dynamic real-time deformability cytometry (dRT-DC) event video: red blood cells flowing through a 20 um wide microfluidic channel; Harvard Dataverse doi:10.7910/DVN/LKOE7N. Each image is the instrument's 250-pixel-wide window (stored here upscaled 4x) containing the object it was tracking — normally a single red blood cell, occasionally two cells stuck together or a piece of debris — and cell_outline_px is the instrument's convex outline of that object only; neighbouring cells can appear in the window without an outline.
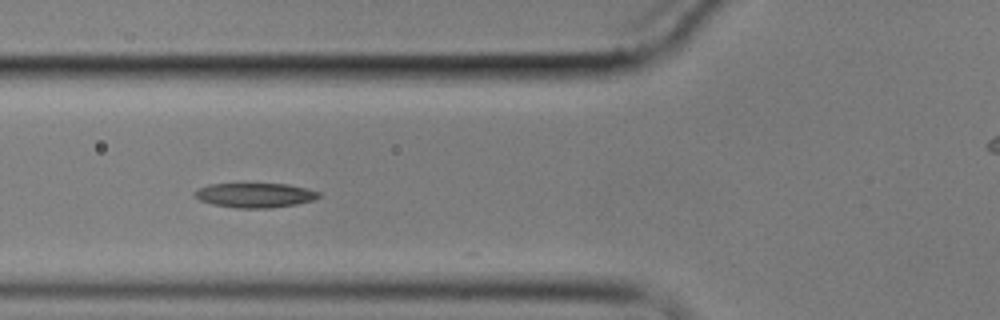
{"species": "common noctule bat (a hibernating species)", "species_latin": "Nyctalus noctula", "temperature_condition": "cold", "stored_images_in_passage": 9, "camera_frame_rate_fps": 3000, "um_per_image_px": 0.085, "animal": {"sex": "male", "body_mass_g": 17.9}, "frame": {"image": 1, "passage_image": 4, "time_ms": 3.667, "image_size_px": [1000, 320], "cell_outline_px": [[320, 196], [312, 200], [296, 204], [272, 208], [236, 208], [212, 204], [200, 200], [192, 192], [196, 188], [208, 184], [288, 184], [320, 192]], "centroid_in_image_um": [21.63, 16.59], "position_along_channel_um": 104.2, "area_um2": 17.74}}
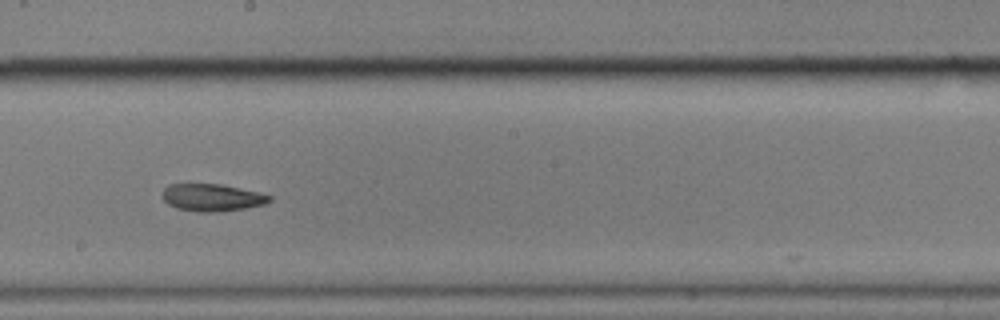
{"frame": {"image": 2, "passage_image": 7, "time_ms": 7.333, "image_size_px": [1000, 320], "cell_outline_px": [[272, 200], [264, 204], [244, 208], [216, 212], [196, 212], [176, 208], [168, 204], [164, 200], [164, 188], [168, 184], [220, 184], [260, 192], [272, 196]], "centroid_in_image_um": [18.04, 16.79], "position_along_channel_um": 230.2, "area_um2": 16.99}}
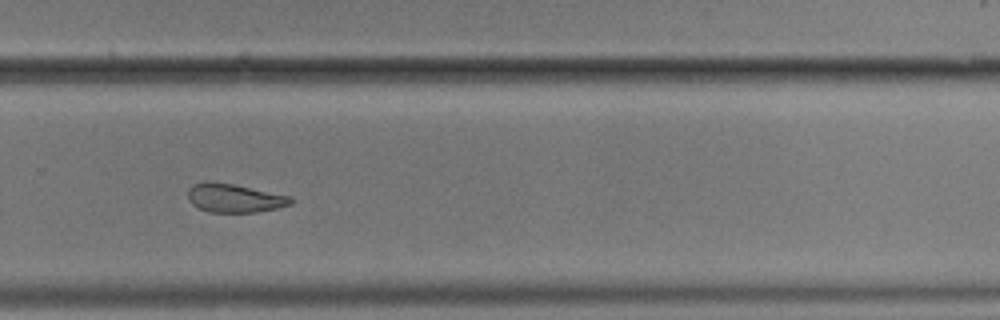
{"frame": {"image": 3, "passage_image": 9, "time_ms": 9.667, "image_size_px": [1000, 320], "cell_outline_px": [[292, 204], [276, 208], [256, 212], [208, 212], [192, 204], [188, 200], [188, 188], [192, 184], [208, 180], [232, 184], [292, 196]], "centroid_in_image_um": [19.89, 16.82], "position_along_channel_um": 309.9, "area_um2": 17.22}}